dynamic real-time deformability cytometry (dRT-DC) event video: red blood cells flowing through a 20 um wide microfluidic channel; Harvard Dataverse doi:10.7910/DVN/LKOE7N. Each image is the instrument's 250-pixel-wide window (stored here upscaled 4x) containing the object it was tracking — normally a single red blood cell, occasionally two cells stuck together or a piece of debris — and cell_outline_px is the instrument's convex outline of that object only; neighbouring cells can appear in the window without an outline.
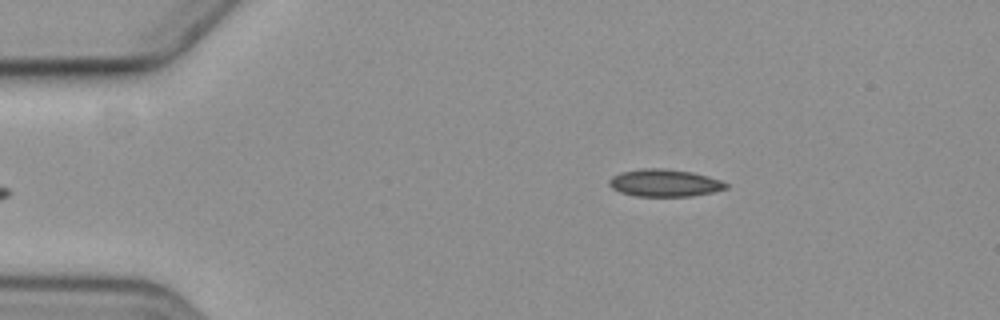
{"species": "common noctule bat (a hibernating species)", "species_latin": "Nyctalus noctula", "temperature_condition": "cold", "stored_images_in_passage": 5, "camera_frame_rate_fps": 3000, "um_per_image_px": 0.085, "animal": {"sex": "female", "body_mass_g": 19.3, "forearm_length_mm": 54.1}, "frame": {"image": 1, "passage_image": 5, "time_ms": 4.667, "image_size_px": [1000, 320], "cell_outline_px": [[728, 188], [712, 192], [688, 196], [636, 196], [620, 192], [612, 188], [608, 184], [608, 180], [612, 176], [620, 172], [644, 168], [664, 168], [692, 172], [708, 176], [720, 180], [728, 184]], "centroid_in_image_um": [56.46, 15.54], "position_along_channel_um": 28.5, "area_um2": 18.61}}